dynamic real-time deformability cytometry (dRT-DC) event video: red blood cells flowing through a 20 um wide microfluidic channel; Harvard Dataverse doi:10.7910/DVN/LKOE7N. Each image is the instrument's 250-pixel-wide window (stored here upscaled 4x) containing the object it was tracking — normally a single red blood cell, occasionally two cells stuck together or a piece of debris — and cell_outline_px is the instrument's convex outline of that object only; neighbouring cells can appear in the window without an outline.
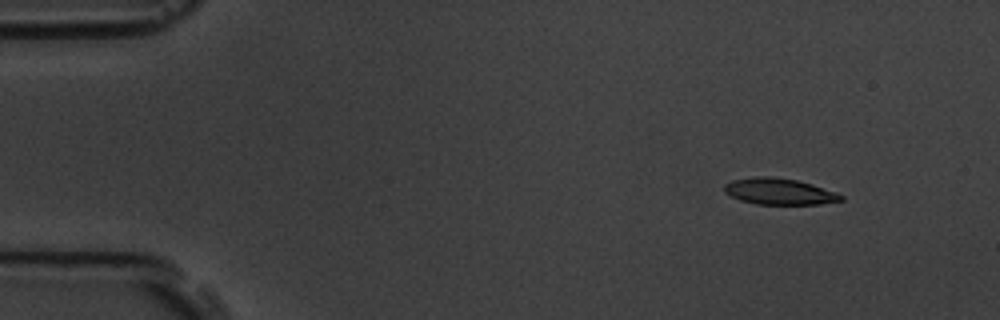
{"species": "common noctule bat (a hibernating species)", "species_latin": "Nyctalus noctula", "temperature_condition": "room temperature", "stored_images_in_passage": 5, "camera_frame_rate_fps": 3000, "um_per_image_px": 0.085, "animal": {"sex": "male", "body_mass_g": 19.5, "forearm_length_mm": 54.6}, "frame": {"image": 1, "passage_image": 2, "time_ms": 1.333, "image_size_px": [1000, 320], "cell_outline_px": [[844, 200], [820, 204], [756, 204], [740, 200], [724, 192], [724, 184], [732, 180], [756, 176], [768, 176], [796, 180], [812, 184], [836, 192], [844, 196]], "centroid_in_image_um": [66.24, 16.27], "position_along_channel_um": 18.8, "area_um2": 17.86}}
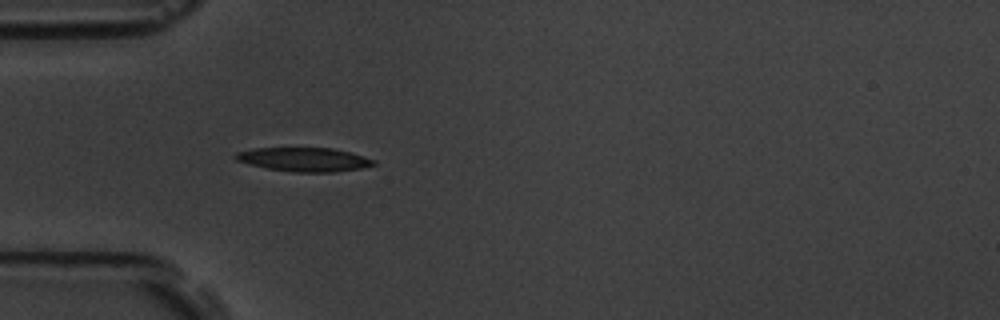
{"frame": {"image": 2, "passage_image": 5, "time_ms": 5.0, "image_size_px": [1000, 320], "cell_outline_px": [[376, 164], [360, 168], [336, 172], [292, 172], [268, 168], [248, 164], [236, 160], [232, 156], [236, 152], [252, 148], [332, 148], [352, 152], [376, 160]], "centroid_in_image_um": [25.84, 13.55], "position_along_channel_um": 59.2, "area_um2": 19.36}}